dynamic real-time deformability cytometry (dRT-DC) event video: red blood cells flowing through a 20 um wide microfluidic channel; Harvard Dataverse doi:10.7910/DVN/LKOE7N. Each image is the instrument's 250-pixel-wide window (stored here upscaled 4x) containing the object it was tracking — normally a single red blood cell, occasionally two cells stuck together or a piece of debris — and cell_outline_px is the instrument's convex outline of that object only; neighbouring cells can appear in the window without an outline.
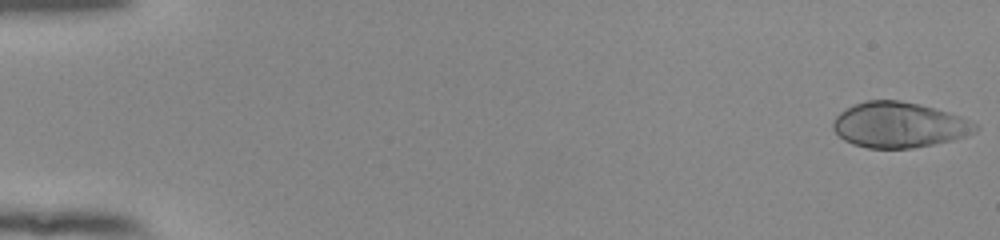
{"species": "human", "species_latin": "Homo sapiens", "temperature_condition": "room temperature", "stored_images_in_passage": 54, "camera_frame_rate_fps": 3000, "um_per_image_px": 0.085, "donor": {"sex": "female"}, "frame": {"image": 1, "passage_image": 1, "time_ms": 0.0, "image_size_px": [1000, 240], "cell_outline_px": [[980, 128], [976, 132], [952, 140], [912, 148], [868, 148], [852, 144], [844, 140], [832, 128], [832, 120], [840, 112], [856, 104], [868, 100], [900, 100], [936, 108], [960, 116], [976, 124]], "centroid_in_image_um": [76.41, 10.62], "position_along_channel_um": 8.6, "area_um2": 37.57}}
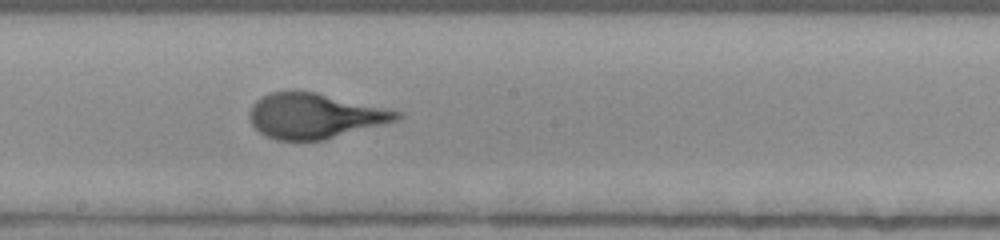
{"frame": {"image": 2, "passage_image": 31, "time_ms": 10.0, "image_size_px": [1000, 240], "cell_outline_px": [[404, 116], [396, 120], [384, 124], [324, 140], [276, 140], [260, 132], [252, 124], [248, 116], [248, 112], [252, 104], [256, 100], [268, 92], [316, 92], [404, 112]], "centroid_in_image_um": [26.75, 9.85], "position_along_channel_um": 221.4, "area_um2": 38.61}}
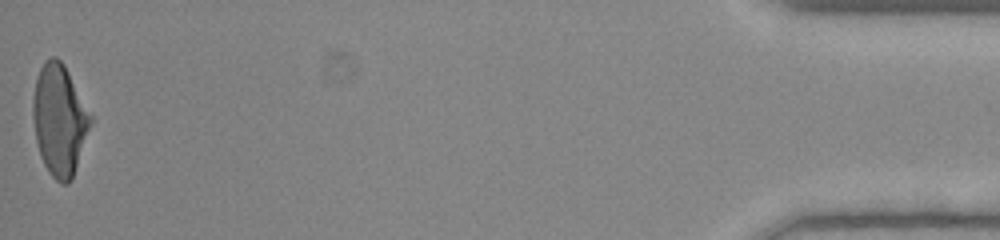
{"frame": {"image": 3, "passage_image": 54, "time_ms": 17.667, "image_size_px": [1000, 240], "cell_outline_px": [[92, 120], [72, 180], [68, 184], [60, 184], [48, 172], [40, 156], [36, 140], [32, 116], [32, 100], [36, 80], [40, 68], [44, 60], [52, 56], [56, 56], [64, 64], [92, 116]], "centroid_in_image_um": [5.03, 10.2], "position_along_channel_um": 430.2, "area_um2": 37.22}, "authors_computed_cell_mechanics": {"area_um2": 37.5122, "velocity_mm_per_s": 3.8715, "shape_relaxation_time_tau1_ms": 4.6093, "shape_relaxation_time_tau2_ms": null, "deformation_change_tau1": 0.2351, "deformation_change_tau2": null}}